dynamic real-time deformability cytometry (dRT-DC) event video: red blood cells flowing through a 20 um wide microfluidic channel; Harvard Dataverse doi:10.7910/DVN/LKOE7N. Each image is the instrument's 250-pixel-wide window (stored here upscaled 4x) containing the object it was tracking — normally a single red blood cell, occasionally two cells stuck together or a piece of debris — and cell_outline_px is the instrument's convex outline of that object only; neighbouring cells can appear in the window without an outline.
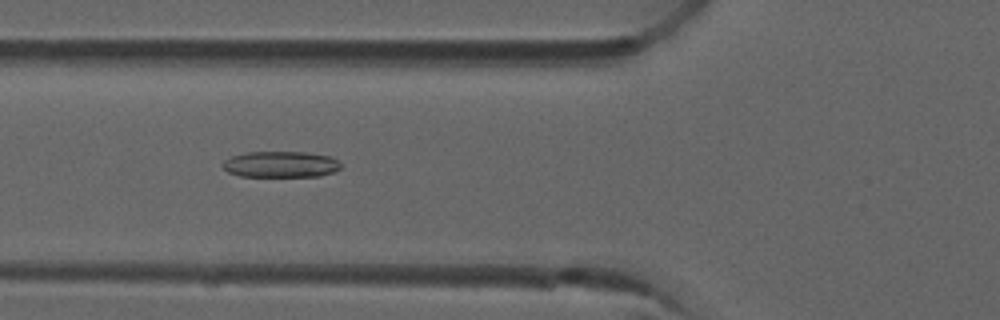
{"species": "common noctule bat (a hibernating species)", "species_latin": "Nyctalus noctula", "temperature_condition": "room temperature", "stored_images_in_passage": 5, "camera_frame_rate_fps": 3000, "um_per_image_px": 0.085, "animal": {"sex": "male", "forearm_length_mm": 52.5}, "frame": {"image": 1, "passage_image": 3, "time_ms": 0.667, "image_size_px": [1000, 320], "cell_outline_px": [[340, 168], [332, 172], [320, 176], [240, 176], [228, 172], [220, 164], [224, 160], [232, 156], [248, 152], [304, 152], [328, 156], [336, 160], [340, 164]], "centroid_in_image_um": [23.81, 13.97], "position_along_channel_um": 102.0, "area_um2": 17.8}}
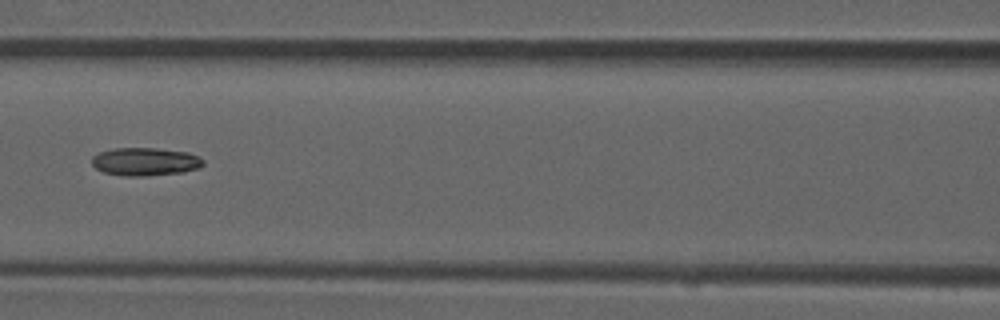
{"frame": {"image": 2, "passage_image": 4, "time_ms": 1.0, "image_size_px": [1000, 320], "cell_outline_px": [[204, 164], [200, 168], [184, 172], [148, 176], [128, 176], [104, 172], [96, 168], [92, 164], [92, 156], [100, 152], [116, 148], [156, 148], [188, 152], [204, 160]], "centroid_in_image_um": [12.37, 13.74], "position_along_channel_um": 154.2, "area_um2": 18.21}}
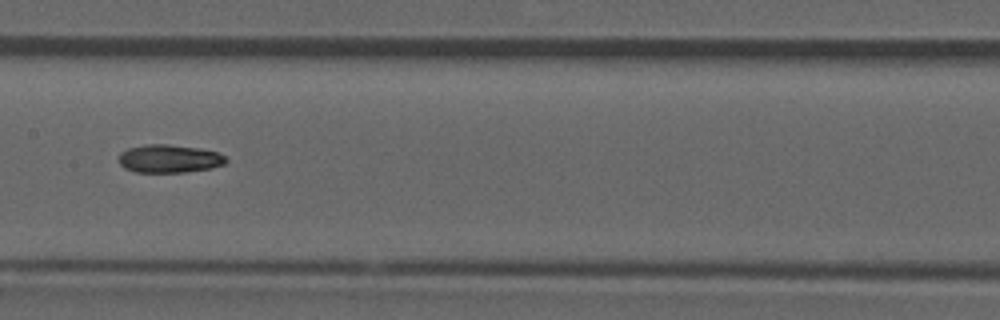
{"frame": {"image": 3, "passage_image": 5, "time_ms": 1.333, "image_size_px": [1000, 320], "cell_outline_px": [[228, 160], [224, 164], [208, 168], [184, 172], [136, 172], [124, 168], [120, 164], [120, 152], [128, 148], [148, 144], [168, 144], [200, 148], [216, 152], [224, 156]], "centroid_in_image_um": [14.36, 13.48], "position_along_channel_um": 193.0, "area_um2": 17.4}}